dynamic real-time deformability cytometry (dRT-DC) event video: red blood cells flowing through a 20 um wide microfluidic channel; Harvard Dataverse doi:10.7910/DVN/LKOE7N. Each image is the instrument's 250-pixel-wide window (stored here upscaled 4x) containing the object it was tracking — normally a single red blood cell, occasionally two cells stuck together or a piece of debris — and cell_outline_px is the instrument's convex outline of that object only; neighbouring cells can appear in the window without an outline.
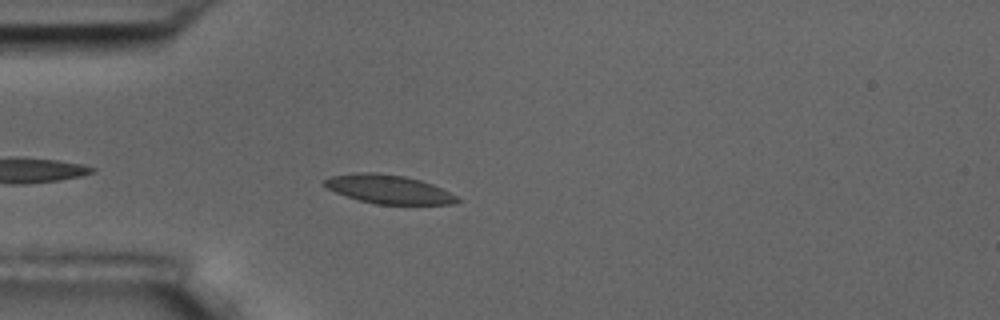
{"species": "common noctule bat (a hibernating species)", "species_latin": "Nyctalus noctula", "temperature_condition": "room temperature", "stored_images_in_passage": 4, "camera_frame_rate_fps": 3000, "um_per_image_px": 0.085, "animal": {"sex": "male", "body_mass_g": 17.5, "forearm_length_mm": 52.3}, "frame": {"image": 1, "passage_image": 4, "time_ms": 3.333, "image_size_px": [1000, 320], "cell_outline_px": [[460, 200], [452, 204], [376, 204], [360, 200], [336, 192], [320, 184], [324, 180], [332, 176], [364, 172], [376, 172], [404, 176], [420, 180], [432, 184], [456, 196]], "centroid_in_image_um": [33.01, 16.08], "position_along_channel_um": 52.0, "area_um2": 21.85}}